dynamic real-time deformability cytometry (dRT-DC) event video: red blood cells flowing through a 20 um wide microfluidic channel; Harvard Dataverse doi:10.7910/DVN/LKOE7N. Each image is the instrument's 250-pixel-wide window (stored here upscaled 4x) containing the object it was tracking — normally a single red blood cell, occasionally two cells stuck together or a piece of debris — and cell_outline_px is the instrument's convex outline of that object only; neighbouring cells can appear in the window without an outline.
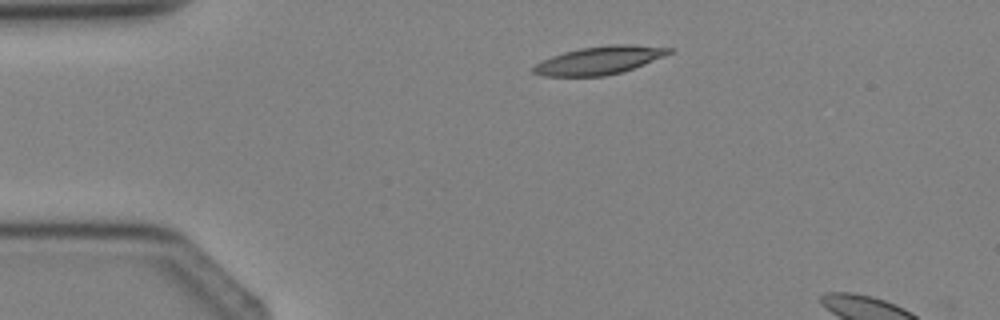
{"species": "Egyptian fruit bat (a non-hibernating species)", "species_latin": "Rousettus aegyptiacus", "temperature_condition": "cold", "stored_images_in_passage": 4, "camera_frame_rate_fps": 3000, "um_per_image_px": 0.085, "animal": {"sex": "female"}, "frame": {"image": 1, "passage_image": 2, "time_ms": 1.333, "image_size_px": [1000, 320], "cell_outline_px": [[672, 52], [664, 56], [644, 64], [620, 72], [604, 76], [544, 76], [532, 72], [532, 68], [536, 64], [552, 56], [564, 52], [580, 48], [612, 44], [628, 44], [672, 48]], "centroid_in_image_um": [50.94, 5.12], "position_along_channel_um": 34.1, "area_um2": 21.85}}